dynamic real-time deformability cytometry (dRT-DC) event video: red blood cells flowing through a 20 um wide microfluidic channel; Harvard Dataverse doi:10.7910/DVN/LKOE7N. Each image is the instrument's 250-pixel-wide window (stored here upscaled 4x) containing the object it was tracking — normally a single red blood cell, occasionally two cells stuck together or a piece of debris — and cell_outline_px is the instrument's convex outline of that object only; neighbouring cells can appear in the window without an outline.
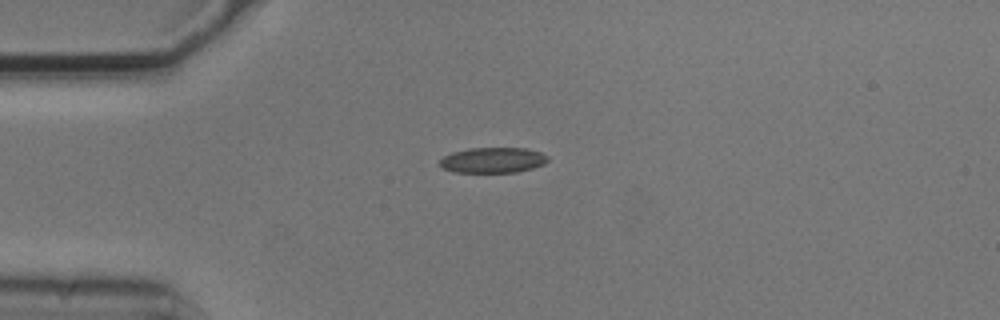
{"species": "common noctule bat (a hibernating species)", "species_latin": "Nyctalus noctula", "temperature_condition": "cold", "stored_images_in_passage": 2, "camera_frame_rate_fps": 3000, "um_per_image_px": 0.085, "animal": {"sex": "male", "body_mass_g": 20.5, "forearm_length_mm": 52.5}, "frame": {"image": 1, "passage_image": 1, "time_ms": 0.0, "image_size_px": [1000, 320], "cell_outline_px": [[548, 160], [544, 164], [532, 168], [516, 172], [452, 172], [440, 168], [440, 160], [444, 156], [452, 152], [468, 148], [524, 148], [540, 152], [548, 156]], "centroid_in_image_um": [41.86, 13.61], "position_along_channel_um": 43.1, "area_um2": 16.07}}